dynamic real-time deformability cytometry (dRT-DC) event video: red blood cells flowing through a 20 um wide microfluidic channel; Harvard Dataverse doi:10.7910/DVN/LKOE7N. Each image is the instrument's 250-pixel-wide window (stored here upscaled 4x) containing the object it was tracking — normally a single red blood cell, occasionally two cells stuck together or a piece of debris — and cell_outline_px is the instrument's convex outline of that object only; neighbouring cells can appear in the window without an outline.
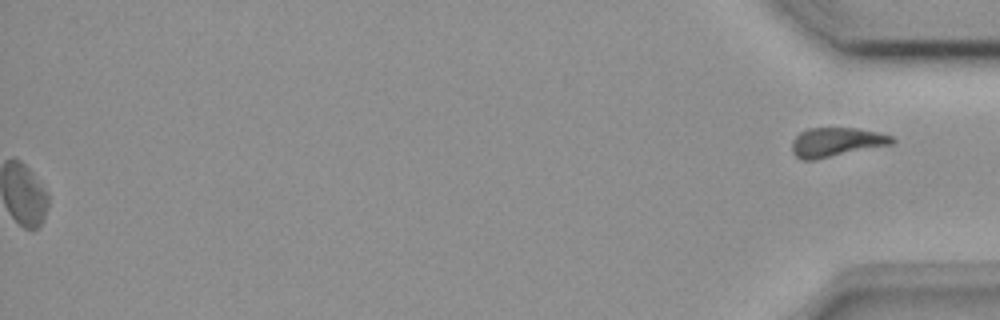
{"species": "common noctule bat (a hibernating species)", "species_latin": "Nyctalus noctula", "temperature_condition": "room temperature", "stored_images_in_passage": 51, "segment_of_instrument_passage": [2, 2], "camera_frame_rate_fps": 3000, "um_per_image_px": 0.085, "animal": {"sex": "female", "body_mass_g": 18.4}, "frame": {"image": 1, "passage_image": 51, "time_ms": 16.667, "image_size_px": [1000, 320], "cell_outline_px": [[896, 140], [892, 144], [816, 160], [800, 160], [792, 152], [792, 140], [800, 132], [808, 128], [856, 128], [876, 132], [892, 136]], "centroid_in_image_um": [71.06, 12.09], "position_along_channel_um": 364.1, "area_um2": 17.05}}